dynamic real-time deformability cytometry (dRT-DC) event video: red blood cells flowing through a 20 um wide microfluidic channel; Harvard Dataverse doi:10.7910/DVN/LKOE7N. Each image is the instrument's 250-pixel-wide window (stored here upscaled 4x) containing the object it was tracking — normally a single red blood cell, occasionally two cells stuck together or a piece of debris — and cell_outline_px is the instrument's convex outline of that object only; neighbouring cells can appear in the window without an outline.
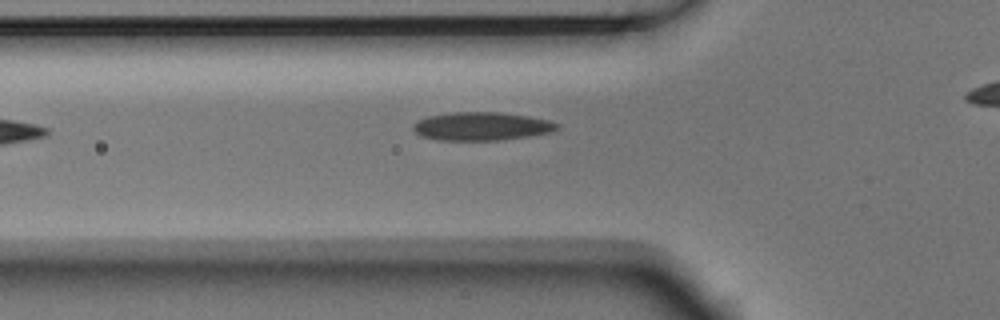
{"species": "Egyptian fruit bat (a non-hibernating species)", "species_latin": "Rousettus aegyptiacus", "temperature_condition": "room temperature", "stored_images_in_passage": 5, "camera_frame_rate_fps": 3000, "um_per_image_px": 0.085, "animal": {"sex": "male"}, "frame": {"image": 1, "passage_image": 4, "time_ms": 1.0, "image_size_px": [1000, 320], "cell_outline_px": [[560, 128], [552, 132], [528, 136], [500, 140], [440, 140], [420, 136], [412, 128], [412, 124], [416, 120], [428, 116], [448, 112], [500, 112], [528, 116], [548, 120], [560, 124]], "centroid_in_image_um": [40.92, 10.73], "position_along_channel_um": 84.9, "area_um2": 23.93}}